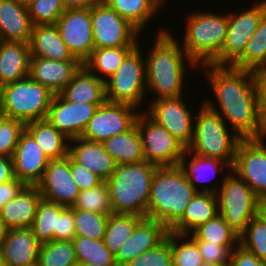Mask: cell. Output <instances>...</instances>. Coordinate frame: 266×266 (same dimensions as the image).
<instances>
[{
    "label": "cell",
    "mask_w": 266,
    "mask_h": 266,
    "mask_svg": "<svg viewBox=\"0 0 266 266\" xmlns=\"http://www.w3.org/2000/svg\"><path fill=\"white\" fill-rule=\"evenodd\" d=\"M211 87L218 106L210 99L202 102L218 113L241 139L266 137V125L258 111L254 80L250 70L206 63L199 66ZM229 122V123H228Z\"/></svg>",
    "instance_id": "obj_1"
},
{
    "label": "cell",
    "mask_w": 266,
    "mask_h": 266,
    "mask_svg": "<svg viewBox=\"0 0 266 266\" xmlns=\"http://www.w3.org/2000/svg\"><path fill=\"white\" fill-rule=\"evenodd\" d=\"M155 38L154 45L146 52V90L153 92L157 96L155 99L184 95L186 64L193 69H199L198 65L187 56L169 30L162 28Z\"/></svg>",
    "instance_id": "obj_2"
},
{
    "label": "cell",
    "mask_w": 266,
    "mask_h": 266,
    "mask_svg": "<svg viewBox=\"0 0 266 266\" xmlns=\"http://www.w3.org/2000/svg\"><path fill=\"white\" fill-rule=\"evenodd\" d=\"M196 193L179 166L157 167L151 182L146 218L162 223L169 230L183 216Z\"/></svg>",
    "instance_id": "obj_3"
},
{
    "label": "cell",
    "mask_w": 266,
    "mask_h": 266,
    "mask_svg": "<svg viewBox=\"0 0 266 266\" xmlns=\"http://www.w3.org/2000/svg\"><path fill=\"white\" fill-rule=\"evenodd\" d=\"M157 166L147 161L116 165L106 181L113 213L147 217L151 182Z\"/></svg>",
    "instance_id": "obj_4"
},
{
    "label": "cell",
    "mask_w": 266,
    "mask_h": 266,
    "mask_svg": "<svg viewBox=\"0 0 266 266\" xmlns=\"http://www.w3.org/2000/svg\"><path fill=\"white\" fill-rule=\"evenodd\" d=\"M228 127L218 113L204 104L200 105L194 120L193 140L187 150L203 157L225 161L233 167L241 138L235 132L231 133Z\"/></svg>",
    "instance_id": "obj_5"
},
{
    "label": "cell",
    "mask_w": 266,
    "mask_h": 266,
    "mask_svg": "<svg viewBox=\"0 0 266 266\" xmlns=\"http://www.w3.org/2000/svg\"><path fill=\"white\" fill-rule=\"evenodd\" d=\"M183 50L198 66L210 63L224 46L228 14L196 11L187 14Z\"/></svg>",
    "instance_id": "obj_6"
},
{
    "label": "cell",
    "mask_w": 266,
    "mask_h": 266,
    "mask_svg": "<svg viewBox=\"0 0 266 266\" xmlns=\"http://www.w3.org/2000/svg\"><path fill=\"white\" fill-rule=\"evenodd\" d=\"M54 93L29 76L2 86L0 114L24 124L45 120Z\"/></svg>",
    "instance_id": "obj_7"
},
{
    "label": "cell",
    "mask_w": 266,
    "mask_h": 266,
    "mask_svg": "<svg viewBox=\"0 0 266 266\" xmlns=\"http://www.w3.org/2000/svg\"><path fill=\"white\" fill-rule=\"evenodd\" d=\"M216 193L218 214L240 237L249 222L256 217L259 198L251 188L232 170L221 180Z\"/></svg>",
    "instance_id": "obj_8"
},
{
    "label": "cell",
    "mask_w": 266,
    "mask_h": 266,
    "mask_svg": "<svg viewBox=\"0 0 266 266\" xmlns=\"http://www.w3.org/2000/svg\"><path fill=\"white\" fill-rule=\"evenodd\" d=\"M139 44L124 58L116 72L105 81L106 100L142 107L146 90V60ZM146 93V94H145ZM141 105V106H140Z\"/></svg>",
    "instance_id": "obj_9"
},
{
    "label": "cell",
    "mask_w": 266,
    "mask_h": 266,
    "mask_svg": "<svg viewBox=\"0 0 266 266\" xmlns=\"http://www.w3.org/2000/svg\"><path fill=\"white\" fill-rule=\"evenodd\" d=\"M135 124L141 137L145 161L157 167L179 166L186 148L167 129L144 111H140Z\"/></svg>",
    "instance_id": "obj_10"
},
{
    "label": "cell",
    "mask_w": 266,
    "mask_h": 266,
    "mask_svg": "<svg viewBox=\"0 0 266 266\" xmlns=\"http://www.w3.org/2000/svg\"><path fill=\"white\" fill-rule=\"evenodd\" d=\"M266 13V0L257 2L241 13L228 14V33L224 46L210 62L217 66H232L242 55L250 38Z\"/></svg>",
    "instance_id": "obj_11"
},
{
    "label": "cell",
    "mask_w": 266,
    "mask_h": 266,
    "mask_svg": "<svg viewBox=\"0 0 266 266\" xmlns=\"http://www.w3.org/2000/svg\"><path fill=\"white\" fill-rule=\"evenodd\" d=\"M95 48L136 47L140 31L103 0L91 6Z\"/></svg>",
    "instance_id": "obj_12"
},
{
    "label": "cell",
    "mask_w": 266,
    "mask_h": 266,
    "mask_svg": "<svg viewBox=\"0 0 266 266\" xmlns=\"http://www.w3.org/2000/svg\"><path fill=\"white\" fill-rule=\"evenodd\" d=\"M182 96L153 98L149 106L147 105L149 108L144 112L188 149L193 140L194 117Z\"/></svg>",
    "instance_id": "obj_13"
},
{
    "label": "cell",
    "mask_w": 266,
    "mask_h": 266,
    "mask_svg": "<svg viewBox=\"0 0 266 266\" xmlns=\"http://www.w3.org/2000/svg\"><path fill=\"white\" fill-rule=\"evenodd\" d=\"M265 138L241 139L232 167L259 199L266 198Z\"/></svg>",
    "instance_id": "obj_14"
},
{
    "label": "cell",
    "mask_w": 266,
    "mask_h": 266,
    "mask_svg": "<svg viewBox=\"0 0 266 266\" xmlns=\"http://www.w3.org/2000/svg\"><path fill=\"white\" fill-rule=\"evenodd\" d=\"M137 110L131 105L106 100L99 105L81 137L89 141L103 142L112 136L125 133L135 125L140 114Z\"/></svg>",
    "instance_id": "obj_15"
},
{
    "label": "cell",
    "mask_w": 266,
    "mask_h": 266,
    "mask_svg": "<svg viewBox=\"0 0 266 266\" xmlns=\"http://www.w3.org/2000/svg\"><path fill=\"white\" fill-rule=\"evenodd\" d=\"M55 25L70 53L83 64L95 49L91 7L65 9Z\"/></svg>",
    "instance_id": "obj_16"
},
{
    "label": "cell",
    "mask_w": 266,
    "mask_h": 266,
    "mask_svg": "<svg viewBox=\"0 0 266 266\" xmlns=\"http://www.w3.org/2000/svg\"><path fill=\"white\" fill-rule=\"evenodd\" d=\"M103 103H71L55 94L46 120L67 138L81 137L89 120Z\"/></svg>",
    "instance_id": "obj_17"
},
{
    "label": "cell",
    "mask_w": 266,
    "mask_h": 266,
    "mask_svg": "<svg viewBox=\"0 0 266 266\" xmlns=\"http://www.w3.org/2000/svg\"><path fill=\"white\" fill-rule=\"evenodd\" d=\"M43 199L72 207L80 190L70 172V156L50 160L42 180L36 185Z\"/></svg>",
    "instance_id": "obj_18"
},
{
    "label": "cell",
    "mask_w": 266,
    "mask_h": 266,
    "mask_svg": "<svg viewBox=\"0 0 266 266\" xmlns=\"http://www.w3.org/2000/svg\"><path fill=\"white\" fill-rule=\"evenodd\" d=\"M15 178L26 186H36L50 162L35 139L24 130L12 156Z\"/></svg>",
    "instance_id": "obj_19"
},
{
    "label": "cell",
    "mask_w": 266,
    "mask_h": 266,
    "mask_svg": "<svg viewBox=\"0 0 266 266\" xmlns=\"http://www.w3.org/2000/svg\"><path fill=\"white\" fill-rule=\"evenodd\" d=\"M168 232L162 223L143 218L115 255L116 266H126L140 254L156 247L167 237Z\"/></svg>",
    "instance_id": "obj_20"
},
{
    "label": "cell",
    "mask_w": 266,
    "mask_h": 266,
    "mask_svg": "<svg viewBox=\"0 0 266 266\" xmlns=\"http://www.w3.org/2000/svg\"><path fill=\"white\" fill-rule=\"evenodd\" d=\"M82 65L77 58L57 61L42 57H30L29 77L49 88L54 94H58L73 79Z\"/></svg>",
    "instance_id": "obj_21"
},
{
    "label": "cell",
    "mask_w": 266,
    "mask_h": 266,
    "mask_svg": "<svg viewBox=\"0 0 266 266\" xmlns=\"http://www.w3.org/2000/svg\"><path fill=\"white\" fill-rule=\"evenodd\" d=\"M40 246L31 228L7 230L0 247L4 266L37 264Z\"/></svg>",
    "instance_id": "obj_22"
},
{
    "label": "cell",
    "mask_w": 266,
    "mask_h": 266,
    "mask_svg": "<svg viewBox=\"0 0 266 266\" xmlns=\"http://www.w3.org/2000/svg\"><path fill=\"white\" fill-rule=\"evenodd\" d=\"M68 155L103 181H107L116 168L113 157L104 149L102 142L89 141L82 137L69 139Z\"/></svg>",
    "instance_id": "obj_23"
},
{
    "label": "cell",
    "mask_w": 266,
    "mask_h": 266,
    "mask_svg": "<svg viewBox=\"0 0 266 266\" xmlns=\"http://www.w3.org/2000/svg\"><path fill=\"white\" fill-rule=\"evenodd\" d=\"M42 198L37 186H25L0 209V220L9 229L31 228L37 205Z\"/></svg>",
    "instance_id": "obj_24"
},
{
    "label": "cell",
    "mask_w": 266,
    "mask_h": 266,
    "mask_svg": "<svg viewBox=\"0 0 266 266\" xmlns=\"http://www.w3.org/2000/svg\"><path fill=\"white\" fill-rule=\"evenodd\" d=\"M32 28L27 6L16 0H0V41L29 43Z\"/></svg>",
    "instance_id": "obj_25"
},
{
    "label": "cell",
    "mask_w": 266,
    "mask_h": 266,
    "mask_svg": "<svg viewBox=\"0 0 266 266\" xmlns=\"http://www.w3.org/2000/svg\"><path fill=\"white\" fill-rule=\"evenodd\" d=\"M189 155L191 159H187ZM223 166L226 168V170L228 169L227 172L232 170V167L225 161L210 157H203L189 152L187 149L179 163V167L182 169L187 179L197 192H210L213 194L218 192V184H214L212 187H208L206 185L205 189L200 188L198 184H202V182L205 184V182L207 183L208 181L211 183L210 180L215 177L216 173L218 174L219 172L222 173V171H224ZM210 176L212 177L210 178Z\"/></svg>",
    "instance_id": "obj_26"
},
{
    "label": "cell",
    "mask_w": 266,
    "mask_h": 266,
    "mask_svg": "<svg viewBox=\"0 0 266 266\" xmlns=\"http://www.w3.org/2000/svg\"><path fill=\"white\" fill-rule=\"evenodd\" d=\"M29 43L0 41V84L2 86L29 76Z\"/></svg>",
    "instance_id": "obj_27"
},
{
    "label": "cell",
    "mask_w": 266,
    "mask_h": 266,
    "mask_svg": "<svg viewBox=\"0 0 266 266\" xmlns=\"http://www.w3.org/2000/svg\"><path fill=\"white\" fill-rule=\"evenodd\" d=\"M29 46L31 57L57 61L74 59L55 24L33 26Z\"/></svg>",
    "instance_id": "obj_28"
},
{
    "label": "cell",
    "mask_w": 266,
    "mask_h": 266,
    "mask_svg": "<svg viewBox=\"0 0 266 266\" xmlns=\"http://www.w3.org/2000/svg\"><path fill=\"white\" fill-rule=\"evenodd\" d=\"M218 215L217 195L210 192H197L188 203L183 216L169 229L170 232L190 234L198 226Z\"/></svg>",
    "instance_id": "obj_29"
},
{
    "label": "cell",
    "mask_w": 266,
    "mask_h": 266,
    "mask_svg": "<svg viewBox=\"0 0 266 266\" xmlns=\"http://www.w3.org/2000/svg\"><path fill=\"white\" fill-rule=\"evenodd\" d=\"M59 94L71 103H104L105 82L82 65Z\"/></svg>",
    "instance_id": "obj_30"
},
{
    "label": "cell",
    "mask_w": 266,
    "mask_h": 266,
    "mask_svg": "<svg viewBox=\"0 0 266 266\" xmlns=\"http://www.w3.org/2000/svg\"><path fill=\"white\" fill-rule=\"evenodd\" d=\"M25 130L35 139L49 160H59L68 156L69 138L46 119L26 123Z\"/></svg>",
    "instance_id": "obj_31"
},
{
    "label": "cell",
    "mask_w": 266,
    "mask_h": 266,
    "mask_svg": "<svg viewBox=\"0 0 266 266\" xmlns=\"http://www.w3.org/2000/svg\"><path fill=\"white\" fill-rule=\"evenodd\" d=\"M102 144L113 157L116 165L145 161L141 137L136 124L127 132L112 136Z\"/></svg>",
    "instance_id": "obj_32"
},
{
    "label": "cell",
    "mask_w": 266,
    "mask_h": 266,
    "mask_svg": "<svg viewBox=\"0 0 266 266\" xmlns=\"http://www.w3.org/2000/svg\"><path fill=\"white\" fill-rule=\"evenodd\" d=\"M122 18L129 21L142 34L143 29L164 6L163 0H103ZM154 15V16H153Z\"/></svg>",
    "instance_id": "obj_33"
},
{
    "label": "cell",
    "mask_w": 266,
    "mask_h": 266,
    "mask_svg": "<svg viewBox=\"0 0 266 266\" xmlns=\"http://www.w3.org/2000/svg\"><path fill=\"white\" fill-rule=\"evenodd\" d=\"M134 48L135 47L95 48L83 65L105 82L116 72L124 58Z\"/></svg>",
    "instance_id": "obj_34"
},
{
    "label": "cell",
    "mask_w": 266,
    "mask_h": 266,
    "mask_svg": "<svg viewBox=\"0 0 266 266\" xmlns=\"http://www.w3.org/2000/svg\"><path fill=\"white\" fill-rule=\"evenodd\" d=\"M143 218L138 215L124 213L109 215L103 240L105 246L114 256Z\"/></svg>",
    "instance_id": "obj_35"
},
{
    "label": "cell",
    "mask_w": 266,
    "mask_h": 266,
    "mask_svg": "<svg viewBox=\"0 0 266 266\" xmlns=\"http://www.w3.org/2000/svg\"><path fill=\"white\" fill-rule=\"evenodd\" d=\"M72 242L78 263L95 266H116L115 256L105 246L103 239L75 236Z\"/></svg>",
    "instance_id": "obj_36"
},
{
    "label": "cell",
    "mask_w": 266,
    "mask_h": 266,
    "mask_svg": "<svg viewBox=\"0 0 266 266\" xmlns=\"http://www.w3.org/2000/svg\"><path fill=\"white\" fill-rule=\"evenodd\" d=\"M66 208L55 202L40 199L35 219L31 225L33 234L40 243L53 241L54 230H57L58 217Z\"/></svg>",
    "instance_id": "obj_37"
},
{
    "label": "cell",
    "mask_w": 266,
    "mask_h": 266,
    "mask_svg": "<svg viewBox=\"0 0 266 266\" xmlns=\"http://www.w3.org/2000/svg\"><path fill=\"white\" fill-rule=\"evenodd\" d=\"M261 65H266V13L262 16L257 30L248 41L243 55L232 67L251 71Z\"/></svg>",
    "instance_id": "obj_38"
},
{
    "label": "cell",
    "mask_w": 266,
    "mask_h": 266,
    "mask_svg": "<svg viewBox=\"0 0 266 266\" xmlns=\"http://www.w3.org/2000/svg\"><path fill=\"white\" fill-rule=\"evenodd\" d=\"M188 236L193 240H203L213 244L239 245V236L229 227L220 214L198 226Z\"/></svg>",
    "instance_id": "obj_39"
},
{
    "label": "cell",
    "mask_w": 266,
    "mask_h": 266,
    "mask_svg": "<svg viewBox=\"0 0 266 266\" xmlns=\"http://www.w3.org/2000/svg\"><path fill=\"white\" fill-rule=\"evenodd\" d=\"M39 266H76L78 264L72 241L53 240L41 243Z\"/></svg>",
    "instance_id": "obj_40"
},
{
    "label": "cell",
    "mask_w": 266,
    "mask_h": 266,
    "mask_svg": "<svg viewBox=\"0 0 266 266\" xmlns=\"http://www.w3.org/2000/svg\"><path fill=\"white\" fill-rule=\"evenodd\" d=\"M171 252L173 266H200L204 262L196 242L188 234L171 232Z\"/></svg>",
    "instance_id": "obj_41"
},
{
    "label": "cell",
    "mask_w": 266,
    "mask_h": 266,
    "mask_svg": "<svg viewBox=\"0 0 266 266\" xmlns=\"http://www.w3.org/2000/svg\"><path fill=\"white\" fill-rule=\"evenodd\" d=\"M72 207L93 213L111 215L113 212L106 181H103L97 187L81 191Z\"/></svg>",
    "instance_id": "obj_42"
},
{
    "label": "cell",
    "mask_w": 266,
    "mask_h": 266,
    "mask_svg": "<svg viewBox=\"0 0 266 266\" xmlns=\"http://www.w3.org/2000/svg\"><path fill=\"white\" fill-rule=\"evenodd\" d=\"M73 210L76 236L103 239L109 215L70 207Z\"/></svg>",
    "instance_id": "obj_43"
},
{
    "label": "cell",
    "mask_w": 266,
    "mask_h": 266,
    "mask_svg": "<svg viewBox=\"0 0 266 266\" xmlns=\"http://www.w3.org/2000/svg\"><path fill=\"white\" fill-rule=\"evenodd\" d=\"M239 245L258 259L266 261V226L254 217L239 237Z\"/></svg>",
    "instance_id": "obj_44"
},
{
    "label": "cell",
    "mask_w": 266,
    "mask_h": 266,
    "mask_svg": "<svg viewBox=\"0 0 266 266\" xmlns=\"http://www.w3.org/2000/svg\"><path fill=\"white\" fill-rule=\"evenodd\" d=\"M65 9L61 0H33L27 6L33 26L56 24Z\"/></svg>",
    "instance_id": "obj_45"
},
{
    "label": "cell",
    "mask_w": 266,
    "mask_h": 266,
    "mask_svg": "<svg viewBox=\"0 0 266 266\" xmlns=\"http://www.w3.org/2000/svg\"><path fill=\"white\" fill-rule=\"evenodd\" d=\"M25 124L0 114V155L12 158Z\"/></svg>",
    "instance_id": "obj_46"
},
{
    "label": "cell",
    "mask_w": 266,
    "mask_h": 266,
    "mask_svg": "<svg viewBox=\"0 0 266 266\" xmlns=\"http://www.w3.org/2000/svg\"><path fill=\"white\" fill-rule=\"evenodd\" d=\"M126 266H173L171 252V232L156 247L140 254Z\"/></svg>",
    "instance_id": "obj_47"
},
{
    "label": "cell",
    "mask_w": 266,
    "mask_h": 266,
    "mask_svg": "<svg viewBox=\"0 0 266 266\" xmlns=\"http://www.w3.org/2000/svg\"><path fill=\"white\" fill-rule=\"evenodd\" d=\"M199 248L201 257L204 262L218 263L229 265L232 251L238 245H219L209 243L203 240H194Z\"/></svg>",
    "instance_id": "obj_48"
},
{
    "label": "cell",
    "mask_w": 266,
    "mask_h": 266,
    "mask_svg": "<svg viewBox=\"0 0 266 266\" xmlns=\"http://www.w3.org/2000/svg\"><path fill=\"white\" fill-rule=\"evenodd\" d=\"M70 172L80 192L97 187L103 182L99 176L94 174L91 170H88L82 165L76 163L71 157Z\"/></svg>",
    "instance_id": "obj_49"
},
{
    "label": "cell",
    "mask_w": 266,
    "mask_h": 266,
    "mask_svg": "<svg viewBox=\"0 0 266 266\" xmlns=\"http://www.w3.org/2000/svg\"><path fill=\"white\" fill-rule=\"evenodd\" d=\"M251 74L254 80L260 118L266 125V65L253 68Z\"/></svg>",
    "instance_id": "obj_50"
},
{
    "label": "cell",
    "mask_w": 266,
    "mask_h": 266,
    "mask_svg": "<svg viewBox=\"0 0 266 266\" xmlns=\"http://www.w3.org/2000/svg\"><path fill=\"white\" fill-rule=\"evenodd\" d=\"M75 236L73 210L67 207L58 217L57 230H54L53 240L72 241Z\"/></svg>",
    "instance_id": "obj_51"
},
{
    "label": "cell",
    "mask_w": 266,
    "mask_h": 266,
    "mask_svg": "<svg viewBox=\"0 0 266 266\" xmlns=\"http://www.w3.org/2000/svg\"><path fill=\"white\" fill-rule=\"evenodd\" d=\"M228 266H266V261L258 259L238 245L231 253Z\"/></svg>",
    "instance_id": "obj_52"
},
{
    "label": "cell",
    "mask_w": 266,
    "mask_h": 266,
    "mask_svg": "<svg viewBox=\"0 0 266 266\" xmlns=\"http://www.w3.org/2000/svg\"><path fill=\"white\" fill-rule=\"evenodd\" d=\"M26 185L15 178L14 180L1 183L0 184V209L9 201L14 199L16 195L25 187Z\"/></svg>",
    "instance_id": "obj_53"
},
{
    "label": "cell",
    "mask_w": 266,
    "mask_h": 266,
    "mask_svg": "<svg viewBox=\"0 0 266 266\" xmlns=\"http://www.w3.org/2000/svg\"><path fill=\"white\" fill-rule=\"evenodd\" d=\"M15 179L12 158L0 155V184Z\"/></svg>",
    "instance_id": "obj_54"
},
{
    "label": "cell",
    "mask_w": 266,
    "mask_h": 266,
    "mask_svg": "<svg viewBox=\"0 0 266 266\" xmlns=\"http://www.w3.org/2000/svg\"><path fill=\"white\" fill-rule=\"evenodd\" d=\"M66 9H86L90 8L100 0H61Z\"/></svg>",
    "instance_id": "obj_55"
},
{
    "label": "cell",
    "mask_w": 266,
    "mask_h": 266,
    "mask_svg": "<svg viewBox=\"0 0 266 266\" xmlns=\"http://www.w3.org/2000/svg\"><path fill=\"white\" fill-rule=\"evenodd\" d=\"M256 217L266 226V198L259 199L257 204Z\"/></svg>",
    "instance_id": "obj_56"
},
{
    "label": "cell",
    "mask_w": 266,
    "mask_h": 266,
    "mask_svg": "<svg viewBox=\"0 0 266 266\" xmlns=\"http://www.w3.org/2000/svg\"><path fill=\"white\" fill-rule=\"evenodd\" d=\"M6 231H7V229L3 226V223L0 220V247H1V244L3 243L4 238H5Z\"/></svg>",
    "instance_id": "obj_57"
},
{
    "label": "cell",
    "mask_w": 266,
    "mask_h": 266,
    "mask_svg": "<svg viewBox=\"0 0 266 266\" xmlns=\"http://www.w3.org/2000/svg\"><path fill=\"white\" fill-rule=\"evenodd\" d=\"M200 266H228V265H223V264H218V263H211V262H203Z\"/></svg>",
    "instance_id": "obj_58"
},
{
    "label": "cell",
    "mask_w": 266,
    "mask_h": 266,
    "mask_svg": "<svg viewBox=\"0 0 266 266\" xmlns=\"http://www.w3.org/2000/svg\"><path fill=\"white\" fill-rule=\"evenodd\" d=\"M22 5L28 6L33 0H16Z\"/></svg>",
    "instance_id": "obj_59"
},
{
    "label": "cell",
    "mask_w": 266,
    "mask_h": 266,
    "mask_svg": "<svg viewBox=\"0 0 266 266\" xmlns=\"http://www.w3.org/2000/svg\"><path fill=\"white\" fill-rule=\"evenodd\" d=\"M0 266H4L1 250H0Z\"/></svg>",
    "instance_id": "obj_60"
},
{
    "label": "cell",
    "mask_w": 266,
    "mask_h": 266,
    "mask_svg": "<svg viewBox=\"0 0 266 266\" xmlns=\"http://www.w3.org/2000/svg\"><path fill=\"white\" fill-rule=\"evenodd\" d=\"M76 266H95V265H90L86 263H78Z\"/></svg>",
    "instance_id": "obj_61"
},
{
    "label": "cell",
    "mask_w": 266,
    "mask_h": 266,
    "mask_svg": "<svg viewBox=\"0 0 266 266\" xmlns=\"http://www.w3.org/2000/svg\"><path fill=\"white\" fill-rule=\"evenodd\" d=\"M1 100H2V85L0 84V106H1Z\"/></svg>",
    "instance_id": "obj_62"
}]
</instances>
